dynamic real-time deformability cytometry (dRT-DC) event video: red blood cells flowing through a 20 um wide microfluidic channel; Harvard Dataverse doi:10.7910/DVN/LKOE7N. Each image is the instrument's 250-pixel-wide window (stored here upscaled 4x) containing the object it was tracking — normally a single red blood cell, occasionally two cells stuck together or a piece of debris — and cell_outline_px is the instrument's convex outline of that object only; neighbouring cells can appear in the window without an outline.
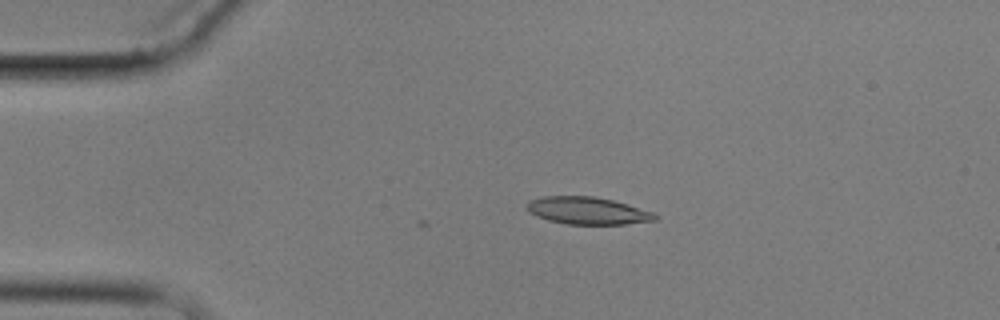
{"species": "common noctule bat (a hibernating species)", "species_latin": "Nyctalus noctula", "temperature_condition": "cold", "stored_images_in_passage": 5, "camera_frame_rate_fps": 3000, "um_per_image_px": 0.085, "animal": {"sex": "male", "body_mass_g": 17.9}, "frame": {"image": 1, "passage_image": 1, "time_ms": 0.0, "image_size_px": [1000, 320], "cell_outline_px": [[660, 216], [656, 220], [624, 224], [568, 224], [548, 220], [536, 216], [528, 212], [528, 200], [544, 196], [592, 196], [612, 200], [656, 212]], "centroid_in_image_um": [49.98, 17.91], "position_along_channel_um": 35.0, "area_um2": 20.46}}
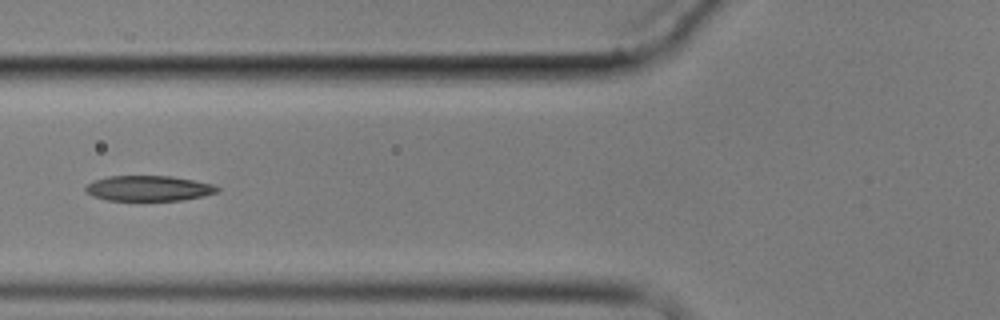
{"frame": {"image": 2, "passage_image": 4, "time_ms": 3.333, "image_size_px": [1000, 320], "cell_outline_px": [[220, 192], [204, 196], [180, 200], [108, 200], [92, 196], [84, 192], [84, 188], [88, 184], [96, 180], [108, 176], [172, 176], [212, 184], [220, 188]], "centroid_in_image_um": [12.64, 16.01], "position_along_channel_um": 113.2, "area_um2": 19.42}}
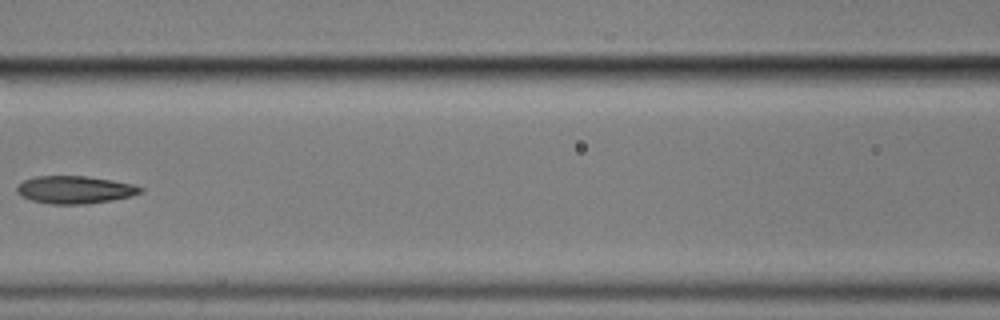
{"frame": {"image": 3, "passage_image": 5, "time_ms": 4.667, "image_size_px": [1000, 320], "cell_outline_px": [[144, 192], [132, 196], [112, 200], [88, 204], [52, 204], [32, 200], [20, 196], [16, 192], [16, 188], [24, 180], [36, 176], [84, 176], [112, 180], [132, 184], [144, 188]], "centroid_in_image_um": [6.38, 16.13], "position_along_channel_um": 160.2, "area_um2": 19.94}}